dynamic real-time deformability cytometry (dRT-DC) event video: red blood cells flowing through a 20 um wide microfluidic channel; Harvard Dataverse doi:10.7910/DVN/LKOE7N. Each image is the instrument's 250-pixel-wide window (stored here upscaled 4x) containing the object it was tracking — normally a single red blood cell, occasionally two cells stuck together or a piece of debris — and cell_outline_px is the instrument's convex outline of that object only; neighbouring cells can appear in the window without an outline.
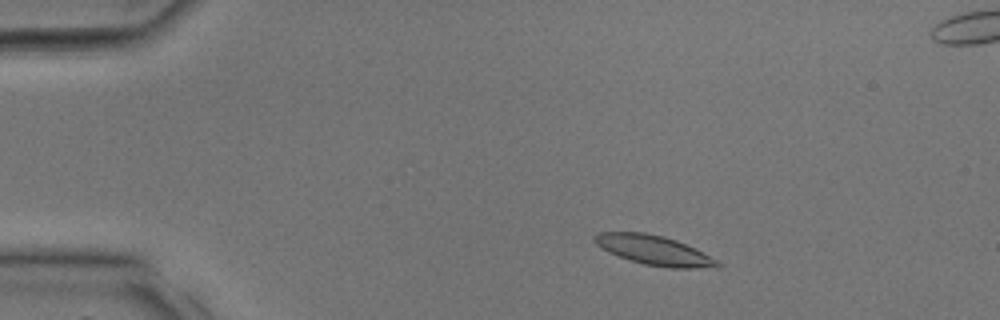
{"species": "common noctule bat (a hibernating species)", "species_latin": "Nyctalus noctula", "temperature_condition": "room temperature", "stored_images_in_passage": 32, "segment_of_instrument_passage": [1, 2], "camera_frame_rate_fps": 3000, "um_per_image_px": 0.085, "animal": {"sex": "male", "body_mass_g": 17.9, "forearm_length_mm": 54.2}, "frame": {"image": 1, "passage_image": 4, "time_ms": 1.0, "image_size_px": [1000, 320], "cell_outline_px": [[724, 264], [720, 268], [668, 268], [644, 264], [608, 252], [596, 244], [592, 240], [592, 236], [596, 232], [644, 232], [664, 236], [676, 240], [720, 260]], "centroid_in_image_um": [55.64, 21.27], "position_along_channel_um": 29.4, "area_um2": 21.39}}
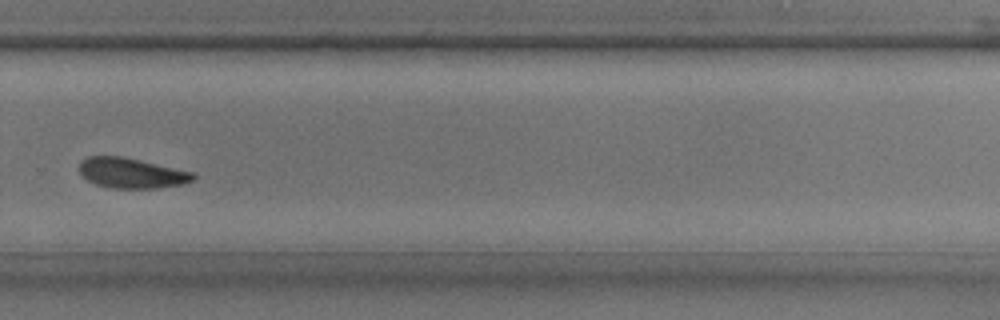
{"frame": {"image": 2, "passage_image": 21, "time_ms": 6.667, "image_size_px": [1000, 320], "cell_outline_px": [[196, 176], [192, 180], [184, 184], [156, 188], [112, 188], [96, 184], [88, 180], [80, 172], [80, 160], [88, 156], [120, 156], [140, 160], [196, 172]], "centroid_in_image_um": [11.21, 14.7], "position_along_channel_um": 318.6, "area_um2": 20.06}}
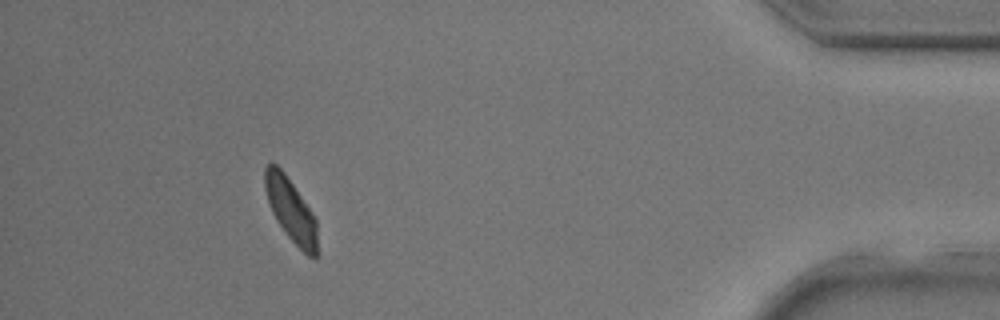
{"frame": {"image": 3, "passage_image": 28, "time_ms": 9.0, "image_size_px": [1000, 320], "cell_outline_px": [[316, 256], [308, 256], [288, 236], [276, 220], [272, 212], [264, 188], [264, 168], [268, 164], [276, 164], [284, 172], [312, 212], [316, 220]], "centroid_in_image_um": [24.69, 17.8], "position_along_channel_um": 410.5, "area_um2": 18.84}}